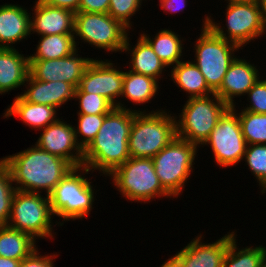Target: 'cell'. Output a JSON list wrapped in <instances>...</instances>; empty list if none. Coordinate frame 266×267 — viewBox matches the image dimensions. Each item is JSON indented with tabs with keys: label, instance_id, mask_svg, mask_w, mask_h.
Wrapping results in <instances>:
<instances>
[{
	"label": "cell",
	"instance_id": "obj_1",
	"mask_svg": "<svg viewBox=\"0 0 266 267\" xmlns=\"http://www.w3.org/2000/svg\"><path fill=\"white\" fill-rule=\"evenodd\" d=\"M136 112L146 110L114 107L104 117L98 134L84 149V167L107 177L130 158L128 140Z\"/></svg>",
	"mask_w": 266,
	"mask_h": 267
},
{
	"label": "cell",
	"instance_id": "obj_2",
	"mask_svg": "<svg viewBox=\"0 0 266 267\" xmlns=\"http://www.w3.org/2000/svg\"><path fill=\"white\" fill-rule=\"evenodd\" d=\"M9 168L15 189L28 193L49 195L64 176L74 168L68 161L38 148L35 144L25 150L3 157Z\"/></svg>",
	"mask_w": 266,
	"mask_h": 267
},
{
	"label": "cell",
	"instance_id": "obj_3",
	"mask_svg": "<svg viewBox=\"0 0 266 267\" xmlns=\"http://www.w3.org/2000/svg\"><path fill=\"white\" fill-rule=\"evenodd\" d=\"M89 172L92 171L84 166L72 168L48 195L54 216L63 219L60 226L66 221L89 217L94 209L96 192L93 182L86 178Z\"/></svg>",
	"mask_w": 266,
	"mask_h": 267
},
{
	"label": "cell",
	"instance_id": "obj_4",
	"mask_svg": "<svg viewBox=\"0 0 266 267\" xmlns=\"http://www.w3.org/2000/svg\"><path fill=\"white\" fill-rule=\"evenodd\" d=\"M166 110L134 114L128 140L130 157L153 158L176 137L175 116Z\"/></svg>",
	"mask_w": 266,
	"mask_h": 267
},
{
	"label": "cell",
	"instance_id": "obj_5",
	"mask_svg": "<svg viewBox=\"0 0 266 267\" xmlns=\"http://www.w3.org/2000/svg\"><path fill=\"white\" fill-rule=\"evenodd\" d=\"M108 177L112 179L121 197H125L131 203H150L156 197L172 198L162 187L155 173L152 158L130 157Z\"/></svg>",
	"mask_w": 266,
	"mask_h": 267
},
{
	"label": "cell",
	"instance_id": "obj_6",
	"mask_svg": "<svg viewBox=\"0 0 266 267\" xmlns=\"http://www.w3.org/2000/svg\"><path fill=\"white\" fill-rule=\"evenodd\" d=\"M201 34L194 42L195 59L192 60L203 74L208 87L215 92L223 81V78L235 60L241 48L239 45L217 36L207 26V16L204 15Z\"/></svg>",
	"mask_w": 266,
	"mask_h": 267
},
{
	"label": "cell",
	"instance_id": "obj_7",
	"mask_svg": "<svg viewBox=\"0 0 266 267\" xmlns=\"http://www.w3.org/2000/svg\"><path fill=\"white\" fill-rule=\"evenodd\" d=\"M229 108L215 93L188 98L181 113L174 114L176 136L200 148Z\"/></svg>",
	"mask_w": 266,
	"mask_h": 267
},
{
	"label": "cell",
	"instance_id": "obj_8",
	"mask_svg": "<svg viewBox=\"0 0 266 267\" xmlns=\"http://www.w3.org/2000/svg\"><path fill=\"white\" fill-rule=\"evenodd\" d=\"M49 196L16 190L7 226L29 234L34 240L54 238L53 228L60 221L53 222ZM55 223V225H54Z\"/></svg>",
	"mask_w": 266,
	"mask_h": 267
},
{
	"label": "cell",
	"instance_id": "obj_9",
	"mask_svg": "<svg viewBox=\"0 0 266 267\" xmlns=\"http://www.w3.org/2000/svg\"><path fill=\"white\" fill-rule=\"evenodd\" d=\"M198 148L197 145L176 136L152 158L155 173L162 187L173 199L183 193L184 185L194 172L193 165Z\"/></svg>",
	"mask_w": 266,
	"mask_h": 267
},
{
	"label": "cell",
	"instance_id": "obj_10",
	"mask_svg": "<svg viewBox=\"0 0 266 267\" xmlns=\"http://www.w3.org/2000/svg\"><path fill=\"white\" fill-rule=\"evenodd\" d=\"M128 35L130 29L108 13H75L74 41L78 50L80 41L77 40L80 39L81 43H89L94 49L122 53Z\"/></svg>",
	"mask_w": 266,
	"mask_h": 267
},
{
	"label": "cell",
	"instance_id": "obj_11",
	"mask_svg": "<svg viewBox=\"0 0 266 267\" xmlns=\"http://www.w3.org/2000/svg\"><path fill=\"white\" fill-rule=\"evenodd\" d=\"M226 3H228L226 4V12L224 14V16L226 15L224 19L226 26L222 27V23L215 22L211 15H207V26L217 36L231 41L242 48L265 34L258 0L231 1Z\"/></svg>",
	"mask_w": 266,
	"mask_h": 267
},
{
	"label": "cell",
	"instance_id": "obj_12",
	"mask_svg": "<svg viewBox=\"0 0 266 267\" xmlns=\"http://www.w3.org/2000/svg\"><path fill=\"white\" fill-rule=\"evenodd\" d=\"M210 145L214 162L220 168H229L243 162L247 143L244 139L238 114L230 107L219 119L201 147Z\"/></svg>",
	"mask_w": 266,
	"mask_h": 267
},
{
	"label": "cell",
	"instance_id": "obj_13",
	"mask_svg": "<svg viewBox=\"0 0 266 267\" xmlns=\"http://www.w3.org/2000/svg\"><path fill=\"white\" fill-rule=\"evenodd\" d=\"M108 59H92L81 77L75 93H94L109 100L115 107L128 109L121 99L124 71ZM119 100V101H118Z\"/></svg>",
	"mask_w": 266,
	"mask_h": 267
},
{
	"label": "cell",
	"instance_id": "obj_14",
	"mask_svg": "<svg viewBox=\"0 0 266 267\" xmlns=\"http://www.w3.org/2000/svg\"><path fill=\"white\" fill-rule=\"evenodd\" d=\"M35 145L68 161L73 167L83 166L84 150L78 144L74 126L62 118L40 130Z\"/></svg>",
	"mask_w": 266,
	"mask_h": 267
},
{
	"label": "cell",
	"instance_id": "obj_15",
	"mask_svg": "<svg viewBox=\"0 0 266 267\" xmlns=\"http://www.w3.org/2000/svg\"><path fill=\"white\" fill-rule=\"evenodd\" d=\"M78 49L67 57L29 60V75L44 82L64 81L78 88L85 69L93 58L80 57Z\"/></svg>",
	"mask_w": 266,
	"mask_h": 267
},
{
	"label": "cell",
	"instance_id": "obj_16",
	"mask_svg": "<svg viewBox=\"0 0 266 267\" xmlns=\"http://www.w3.org/2000/svg\"><path fill=\"white\" fill-rule=\"evenodd\" d=\"M237 231L227 232L212 243H203V234L197 235L174 256L182 267H222L225 254Z\"/></svg>",
	"mask_w": 266,
	"mask_h": 267
},
{
	"label": "cell",
	"instance_id": "obj_17",
	"mask_svg": "<svg viewBox=\"0 0 266 267\" xmlns=\"http://www.w3.org/2000/svg\"><path fill=\"white\" fill-rule=\"evenodd\" d=\"M261 78L255 64L242 57H236L230 64L221 86L214 92L229 107H237L234 98L246 96L247 92Z\"/></svg>",
	"mask_w": 266,
	"mask_h": 267
},
{
	"label": "cell",
	"instance_id": "obj_18",
	"mask_svg": "<svg viewBox=\"0 0 266 267\" xmlns=\"http://www.w3.org/2000/svg\"><path fill=\"white\" fill-rule=\"evenodd\" d=\"M30 10L33 12L30 16L31 35L37 36L51 34H74L75 13L46 5L40 0H35Z\"/></svg>",
	"mask_w": 266,
	"mask_h": 267
},
{
	"label": "cell",
	"instance_id": "obj_19",
	"mask_svg": "<svg viewBox=\"0 0 266 267\" xmlns=\"http://www.w3.org/2000/svg\"><path fill=\"white\" fill-rule=\"evenodd\" d=\"M28 84V85H27ZM24 92L19 94L24 100L60 108L70 100H74L75 87L64 81L44 82L28 75Z\"/></svg>",
	"mask_w": 266,
	"mask_h": 267
},
{
	"label": "cell",
	"instance_id": "obj_20",
	"mask_svg": "<svg viewBox=\"0 0 266 267\" xmlns=\"http://www.w3.org/2000/svg\"><path fill=\"white\" fill-rule=\"evenodd\" d=\"M31 13L19 4L0 5V48H14L13 44L30 38Z\"/></svg>",
	"mask_w": 266,
	"mask_h": 267
},
{
	"label": "cell",
	"instance_id": "obj_21",
	"mask_svg": "<svg viewBox=\"0 0 266 267\" xmlns=\"http://www.w3.org/2000/svg\"><path fill=\"white\" fill-rule=\"evenodd\" d=\"M18 49L0 48V95L25 85L29 75V55Z\"/></svg>",
	"mask_w": 266,
	"mask_h": 267
},
{
	"label": "cell",
	"instance_id": "obj_22",
	"mask_svg": "<svg viewBox=\"0 0 266 267\" xmlns=\"http://www.w3.org/2000/svg\"><path fill=\"white\" fill-rule=\"evenodd\" d=\"M129 39L128 35L122 51L123 53H130L131 59L128 63L130 68L128 69L134 73L152 77L158 82L159 79H163L167 67L153 51L150 44L140 34L137 43L133 47L130 45Z\"/></svg>",
	"mask_w": 266,
	"mask_h": 267
},
{
	"label": "cell",
	"instance_id": "obj_23",
	"mask_svg": "<svg viewBox=\"0 0 266 267\" xmlns=\"http://www.w3.org/2000/svg\"><path fill=\"white\" fill-rule=\"evenodd\" d=\"M13 100V103L3 113L2 118L8 119L12 116H18L23 124L35 131H40L59 119V116L57 117L58 109L53 106L28 102L19 93Z\"/></svg>",
	"mask_w": 266,
	"mask_h": 267
},
{
	"label": "cell",
	"instance_id": "obj_24",
	"mask_svg": "<svg viewBox=\"0 0 266 267\" xmlns=\"http://www.w3.org/2000/svg\"><path fill=\"white\" fill-rule=\"evenodd\" d=\"M171 71L168 76L173 80L175 85L186 92L187 99L191 97H204L214 92L208 87L203 74L191 60L180 61L175 66L170 67Z\"/></svg>",
	"mask_w": 266,
	"mask_h": 267
},
{
	"label": "cell",
	"instance_id": "obj_25",
	"mask_svg": "<svg viewBox=\"0 0 266 267\" xmlns=\"http://www.w3.org/2000/svg\"><path fill=\"white\" fill-rule=\"evenodd\" d=\"M140 35L150 44L153 51L158 55L160 60L166 65L167 68L175 66L184 56V40L177 32L169 29L159 30L155 36L151 38L145 32ZM183 53V54H182Z\"/></svg>",
	"mask_w": 266,
	"mask_h": 267
},
{
	"label": "cell",
	"instance_id": "obj_26",
	"mask_svg": "<svg viewBox=\"0 0 266 267\" xmlns=\"http://www.w3.org/2000/svg\"><path fill=\"white\" fill-rule=\"evenodd\" d=\"M158 83L160 82L152 77L125 70L121 99L126 98L125 100L139 106L149 103L159 93Z\"/></svg>",
	"mask_w": 266,
	"mask_h": 267
},
{
	"label": "cell",
	"instance_id": "obj_27",
	"mask_svg": "<svg viewBox=\"0 0 266 267\" xmlns=\"http://www.w3.org/2000/svg\"><path fill=\"white\" fill-rule=\"evenodd\" d=\"M29 234L8 226H0V256L22 261L28 257L38 245Z\"/></svg>",
	"mask_w": 266,
	"mask_h": 267
},
{
	"label": "cell",
	"instance_id": "obj_28",
	"mask_svg": "<svg viewBox=\"0 0 266 267\" xmlns=\"http://www.w3.org/2000/svg\"><path fill=\"white\" fill-rule=\"evenodd\" d=\"M36 52L29 60H50L67 57L77 50L74 34H51L40 36Z\"/></svg>",
	"mask_w": 266,
	"mask_h": 267
},
{
	"label": "cell",
	"instance_id": "obj_29",
	"mask_svg": "<svg viewBox=\"0 0 266 267\" xmlns=\"http://www.w3.org/2000/svg\"><path fill=\"white\" fill-rule=\"evenodd\" d=\"M237 237L235 236L227 249L222 267H263L266 261V247L247 246L238 248Z\"/></svg>",
	"mask_w": 266,
	"mask_h": 267
},
{
	"label": "cell",
	"instance_id": "obj_30",
	"mask_svg": "<svg viewBox=\"0 0 266 267\" xmlns=\"http://www.w3.org/2000/svg\"><path fill=\"white\" fill-rule=\"evenodd\" d=\"M240 121L242 133L247 145L266 144V114H257L244 110H236Z\"/></svg>",
	"mask_w": 266,
	"mask_h": 267
},
{
	"label": "cell",
	"instance_id": "obj_31",
	"mask_svg": "<svg viewBox=\"0 0 266 267\" xmlns=\"http://www.w3.org/2000/svg\"><path fill=\"white\" fill-rule=\"evenodd\" d=\"M243 161L259 183L261 193H266V144L247 145Z\"/></svg>",
	"mask_w": 266,
	"mask_h": 267
},
{
	"label": "cell",
	"instance_id": "obj_32",
	"mask_svg": "<svg viewBox=\"0 0 266 267\" xmlns=\"http://www.w3.org/2000/svg\"><path fill=\"white\" fill-rule=\"evenodd\" d=\"M107 114H77V125L74 126L78 144L84 150L96 137ZM81 137V138H80Z\"/></svg>",
	"mask_w": 266,
	"mask_h": 267
},
{
	"label": "cell",
	"instance_id": "obj_33",
	"mask_svg": "<svg viewBox=\"0 0 266 267\" xmlns=\"http://www.w3.org/2000/svg\"><path fill=\"white\" fill-rule=\"evenodd\" d=\"M9 168L0 158V226H7L16 192Z\"/></svg>",
	"mask_w": 266,
	"mask_h": 267
},
{
	"label": "cell",
	"instance_id": "obj_34",
	"mask_svg": "<svg viewBox=\"0 0 266 267\" xmlns=\"http://www.w3.org/2000/svg\"><path fill=\"white\" fill-rule=\"evenodd\" d=\"M74 99L78 100L80 108L77 114H108L115 107L105 97L94 93H75Z\"/></svg>",
	"mask_w": 266,
	"mask_h": 267
},
{
	"label": "cell",
	"instance_id": "obj_35",
	"mask_svg": "<svg viewBox=\"0 0 266 267\" xmlns=\"http://www.w3.org/2000/svg\"><path fill=\"white\" fill-rule=\"evenodd\" d=\"M143 1L144 0H110L108 14L113 19L121 21L129 29H132L131 18L141 10Z\"/></svg>",
	"mask_w": 266,
	"mask_h": 267
},
{
	"label": "cell",
	"instance_id": "obj_36",
	"mask_svg": "<svg viewBox=\"0 0 266 267\" xmlns=\"http://www.w3.org/2000/svg\"><path fill=\"white\" fill-rule=\"evenodd\" d=\"M247 104L243 106L244 111H249L257 114H266V79L261 77L254 86L247 92Z\"/></svg>",
	"mask_w": 266,
	"mask_h": 267
},
{
	"label": "cell",
	"instance_id": "obj_37",
	"mask_svg": "<svg viewBox=\"0 0 266 267\" xmlns=\"http://www.w3.org/2000/svg\"><path fill=\"white\" fill-rule=\"evenodd\" d=\"M53 253H50V255H42L37 248L28 257L21 261L20 267H55L54 259L58 257V254L57 252Z\"/></svg>",
	"mask_w": 266,
	"mask_h": 267
},
{
	"label": "cell",
	"instance_id": "obj_38",
	"mask_svg": "<svg viewBox=\"0 0 266 267\" xmlns=\"http://www.w3.org/2000/svg\"><path fill=\"white\" fill-rule=\"evenodd\" d=\"M110 0H81L78 12L108 13Z\"/></svg>",
	"mask_w": 266,
	"mask_h": 267
},
{
	"label": "cell",
	"instance_id": "obj_39",
	"mask_svg": "<svg viewBox=\"0 0 266 267\" xmlns=\"http://www.w3.org/2000/svg\"><path fill=\"white\" fill-rule=\"evenodd\" d=\"M159 6L167 13H178L184 10L187 4V0H159Z\"/></svg>",
	"mask_w": 266,
	"mask_h": 267
},
{
	"label": "cell",
	"instance_id": "obj_40",
	"mask_svg": "<svg viewBox=\"0 0 266 267\" xmlns=\"http://www.w3.org/2000/svg\"><path fill=\"white\" fill-rule=\"evenodd\" d=\"M40 1L52 7H59L77 13L79 10L81 0H40Z\"/></svg>",
	"mask_w": 266,
	"mask_h": 267
},
{
	"label": "cell",
	"instance_id": "obj_41",
	"mask_svg": "<svg viewBox=\"0 0 266 267\" xmlns=\"http://www.w3.org/2000/svg\"><path fill=\"white\" fill-rule=\"evenodd\" d=\"M21 261L0 256V267H20Z\"/></svg>",
	"mask_w": 266,
	"mask_h": 267
},
{
	"label": "cell",
	"instance_id": "obj_42",
	"mask_svg": "<svg viewBox=\"0 0 266 267\" xmlns=\"http://www.w3.org/2000/svg\"><path fill=\"white\" fill-rule=\"evenodd\" d=\"M261 8V22L266 35V0H258Z\"/></svg>",
	"mask_w": 266,
	"mask_h": 267
},
{
	"label": "cell",
	"instance_id": "obj_43",
	"mask_svg": "<svg viewBox=\"0 0 266 267\" xmlns=\"http://www.w3.org/2000/svg\"><path fill=\"white\" fill-rule=\"evenodd\" d=\"M161 267H182L180 264V261L173 255L170 258H168Z\"/></svg>",
	"mask_w": 266,
	"mask_h": 267
},
{
	"label": "cell",
	"instance_id": "obj_44",
	"mask_svg": "<svg viewBox=\"0 0 266 267\" xmlns=\"http://www.w3.org/2000/svg\"><path fill=\"white\" fill-rule=\"evenodd\" d=\"M224 1L231 2V1H248V0H224Z\"/></svg>",
	"mask_w": 266,
	"mask_h": 267
}]
</instances>
